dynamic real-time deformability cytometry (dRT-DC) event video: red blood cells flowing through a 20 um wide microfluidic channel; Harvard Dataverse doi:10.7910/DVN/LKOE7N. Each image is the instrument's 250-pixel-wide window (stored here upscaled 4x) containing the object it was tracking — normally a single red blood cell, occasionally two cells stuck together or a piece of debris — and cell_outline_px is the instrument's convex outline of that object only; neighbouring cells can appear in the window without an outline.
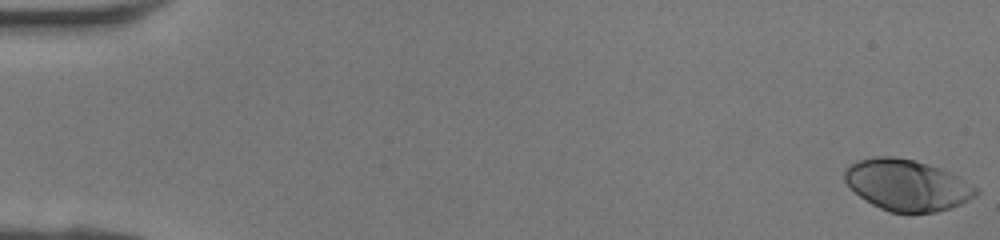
{"species": "human", "species_latin": "Homo sapiens", "temperature_condition": "room temperature", "stored_images_in_passage": 42, "camera_frame_rate_fps": 3000, "um_per_image_px": 0.085, "donor": {"sex": "female"}, "frame": {"image": 1, "passage_image": 1, "time_ms": 0.0, "image_size_px": [1000, 240], "cell_outline_px": [[980, 192], [976, 196], [952, 208], [936, 212], [888, 212], [872, 204], [860, 196], [844, 180], [844, 168], [848, 164], [856, 160], [872, 156], [892, 156], [912, 160], [928, 164], [952, 172], [980, 188]], "centroid_in_image_um": [77.12, 15.72], "position_along_channel_um": 7.9, "area_um2": 39.48}}
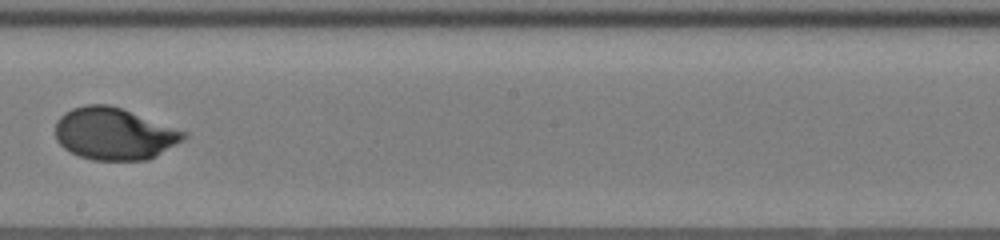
{"frame": {"image": 2, "passage_image": 25, "time_ms": 8.0, "image_size_px": [1000, 240], "cell_outline_px": [[188, 136], [184, 140], [156, 156], [148, 160], [92, 160], [80, 156], [64, 148], [56, 140], [56, 120], [64, 112], [72, 108], [88, 104], [108, 104], [120, 108], [188, 132]], "centroid_in_image_um": [9.71, 11.37], "position_along_channel_um": 238.5, "area_um2": 38.9}}
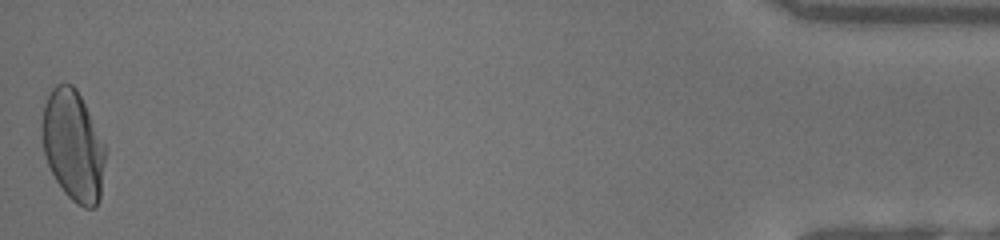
{"frame": {"image": 3, "passage_image": 42, "time_ms": 13.667, "image_size_px": [1000, 240], "cell_outline_px": [[104, 160], [100, 200], [96, 208], [84, 208], [76, 204], [64, 192], [56, 180], [48, 164], [44, 152], [40, 136], [40, 124], [44, 104], [52, 88], [56, 84], [72, 84], [76, 88], [104, 144]], "centroid_in_image_um": [6.18, 12.4], "position_along_channel_um": 429.0, "area_um2": 40.63}}